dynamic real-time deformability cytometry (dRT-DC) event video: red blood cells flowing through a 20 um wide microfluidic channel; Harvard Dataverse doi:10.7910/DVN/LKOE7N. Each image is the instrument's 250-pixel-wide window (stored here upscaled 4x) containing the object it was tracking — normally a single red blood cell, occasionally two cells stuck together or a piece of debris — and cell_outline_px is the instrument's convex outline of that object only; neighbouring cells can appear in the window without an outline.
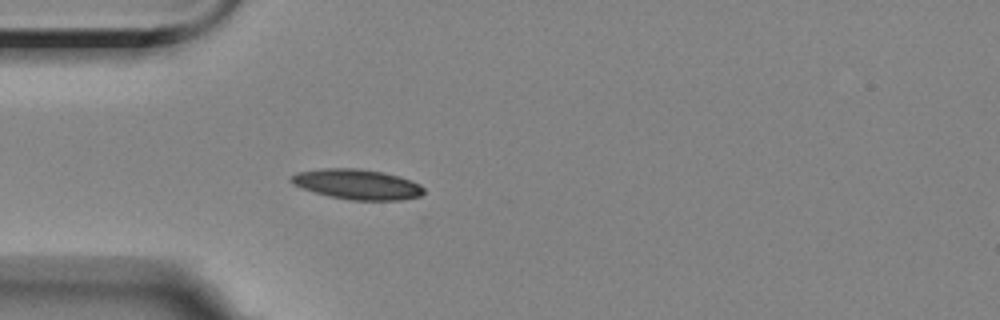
{"species": "Egyptian fruit bat (a non-hibernating species)", "species_latin": "Rousettus aegyptiacus", "temperature_condition": "room temperature", "stored_images_in_passage": 3, "camera_frame_rate_fps": 3000, "um_per_image_px": 0.085, "animal": {"sex": "female"}, "frame": {"image": 1, "passage_image": 3, "time_ms": 3.333, "image_size_px": [1000, 320], "cell_outline_px": [[424, 192], [420, 196], [400, 200], [352, 200], [328, 196], [292, 184], [288, 180], [292, 176], [300, 172], [324, 168], [356, 168], [384, 172], [400, 176], [420, 184], [424, 188]], "centroid_in_image_um": [30.39, 15.66], "position_along_channel_um": 54.6, "area_um2": 23.18}}